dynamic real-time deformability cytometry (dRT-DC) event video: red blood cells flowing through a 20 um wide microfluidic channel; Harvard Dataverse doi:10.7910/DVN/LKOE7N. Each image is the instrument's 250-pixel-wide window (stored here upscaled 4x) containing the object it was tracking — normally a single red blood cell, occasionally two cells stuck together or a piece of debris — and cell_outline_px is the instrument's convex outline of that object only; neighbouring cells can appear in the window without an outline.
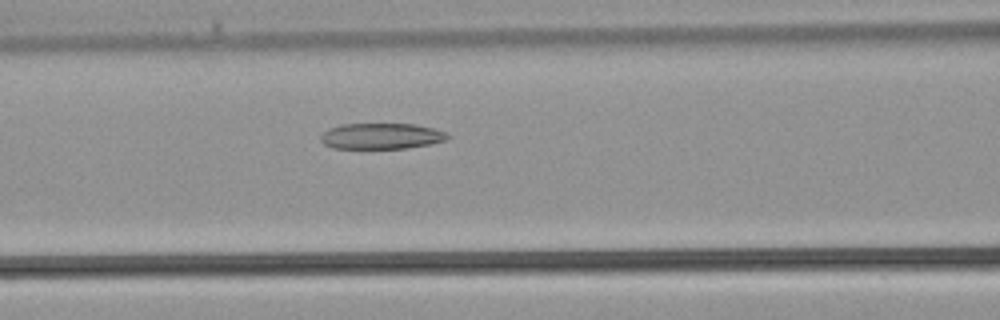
{"species": "common noctule bat (a hibernating species)", "species_latin": "Nyctalus noctula", "temperature_condition": "warm", "stored_images_in_passage": 9, "camera_frame_rate_fps": 3000, "um_per_image_px": 0.085, "animal": {"sex": "male", "body_mass_g": 21.5, "forearm_length_mm": 52.0}, "frame": {"image": 1, "passage_image": 6, "time_ms": 1.667, "image_size_px": [1000, 320], "cell_outline_px": [[452, 136], [448, 140], [432, 144], [408, 148], [332, 148], [324, 144], [320, 140], [320, 136], [328, 128], [340, 124], [416, 124], [432, 128], [444, 132]], "centroid_in_image_um": [32.43, 11.57], "position_along_channel_um": 134.2, "area_um2": 19.31}}
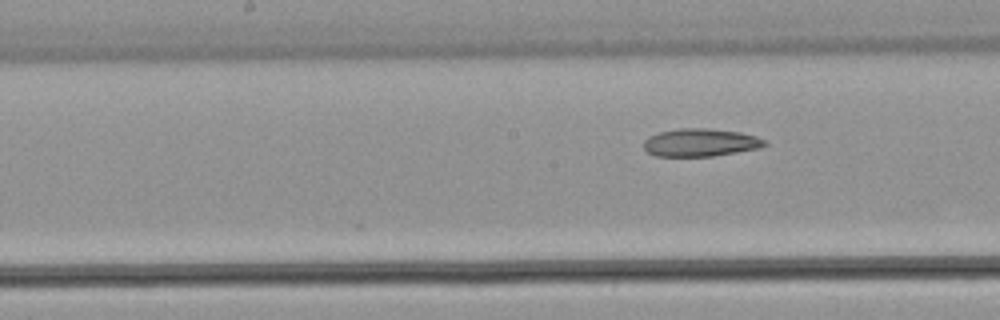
{"frame": {"image": 2, "passage_image": 9, "time_ms": 2.667, "image_size_px": [1000, 320], "cell_outline_px": [[768, 144], [760, 148], [712, 156], [656, 156], [648, 152], [644, 148], [644, 140], [648, 136], [660, 132], [680, 128], [708, 128], [740, 132], [756, 136], [764, 140]], "centroid_in_image_um": [59.53, 12.11], "position_along_channel_um": 188.7, "area_um2": 19.59}}